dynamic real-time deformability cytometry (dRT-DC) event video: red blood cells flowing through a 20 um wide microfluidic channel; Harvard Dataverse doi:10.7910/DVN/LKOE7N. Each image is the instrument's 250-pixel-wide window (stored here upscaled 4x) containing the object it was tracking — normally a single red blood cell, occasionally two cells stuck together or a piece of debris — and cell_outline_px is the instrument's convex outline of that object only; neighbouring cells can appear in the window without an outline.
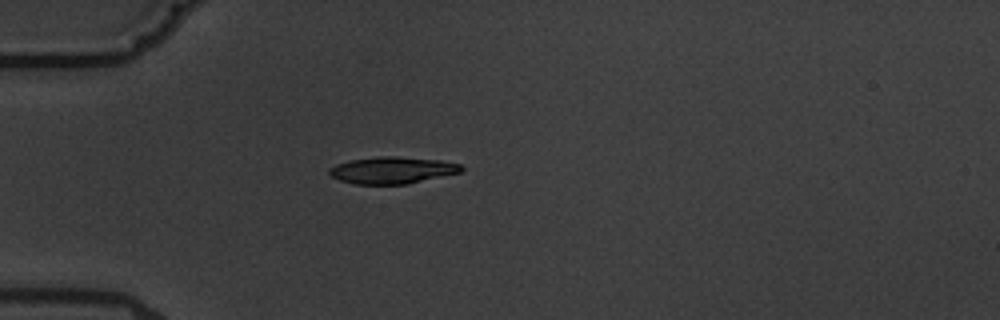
{"species": "common noctule bat (a hibernating species)", "species_latin": "Nyctalus noctula", "temperature_condition": "warm", "stored_images_in_passage": 4, "camera_frame_rate_fps": 3000, "um_per_image_px": 0.085, "animal": {"sex": "male", "body_mass_g": 19.5, "forearm_length_mm": 54.6}, "frame": {"image": 1, "passage_image": 4, "time_ms": 4.333, "image_size_px": [1000, 320], "cell_outline_px": [[464, 168], [460, 172], [408, 184], [356, 184], [340, 180], [332, 176], [328, 172], [328, 168], [336, 164], [352, 160], [380, 156], [392, 156], [440, 160], [460, 164]], "centroid_in_image_um": [33.33, 14.47], "position_along_channel_um": 51.7, "area_um2": 20.46}}